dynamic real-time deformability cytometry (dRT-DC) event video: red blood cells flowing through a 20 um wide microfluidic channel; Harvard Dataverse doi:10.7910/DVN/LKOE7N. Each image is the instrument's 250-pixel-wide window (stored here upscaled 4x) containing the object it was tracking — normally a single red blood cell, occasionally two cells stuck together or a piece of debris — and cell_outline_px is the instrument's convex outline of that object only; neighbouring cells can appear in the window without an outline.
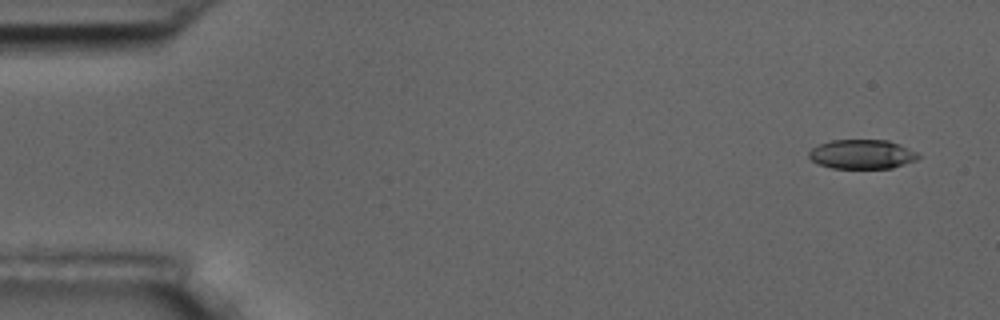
{"species": "common noctule bat (a hibernating species)", "species_latin": "Nyctalus noctula", "temperature_condition": "room temperature", "stored_images_in_passage": 6, "camera_frame_rate_fps": 3000, "um_per_image_px": 0.085, "animal": {"sex": "male", "body_mass_g": 17.5, "forearm_length_mm": 52.3}, "frame": {"image": 1, "passage_image": 1, "time_ms": 0.0, "image_size_px": [1000, 320], "cell_outline_px": [[920, 156], [916, 160], [892, 168], [832, 168], [820, 164], [812, 160], [808, 156], [808, 152], [816, 144], [832, 140], [888, 140], [900, 144], [916, 152]], "centroid_in_image_um": [73.25, 13.1], "position_along_channel_um": 11.8, "area_um2": 18.67}}
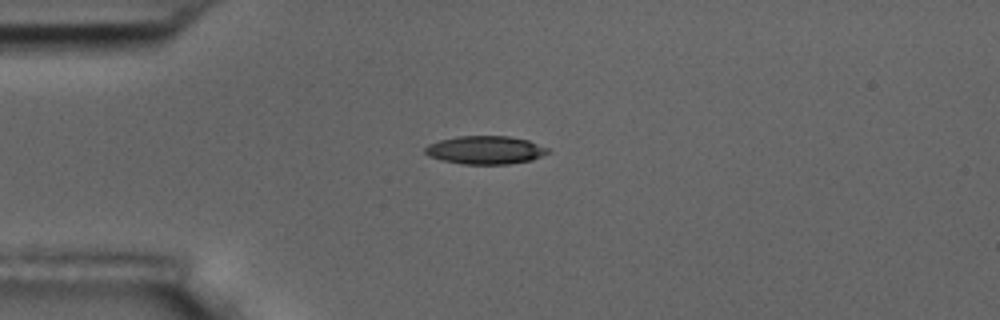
{"frame": {"image": 2, "passage_image": 4, "time_ms": 3.667, "image_size_px": [1000, 320], "cell_outline_px": [[552, 152], [532, 160], [508, 164], [460, 164], [440, 160], [428, 156], [424, 152], [424, 148], [428, 144], [440, 140], [456, 136], [508, 136], [528, 140], [548, 148]], "centroid_in_image_um": [41.24, 12.76], "position_along_channel_um": 43.8, "area_um2": 20.4}}